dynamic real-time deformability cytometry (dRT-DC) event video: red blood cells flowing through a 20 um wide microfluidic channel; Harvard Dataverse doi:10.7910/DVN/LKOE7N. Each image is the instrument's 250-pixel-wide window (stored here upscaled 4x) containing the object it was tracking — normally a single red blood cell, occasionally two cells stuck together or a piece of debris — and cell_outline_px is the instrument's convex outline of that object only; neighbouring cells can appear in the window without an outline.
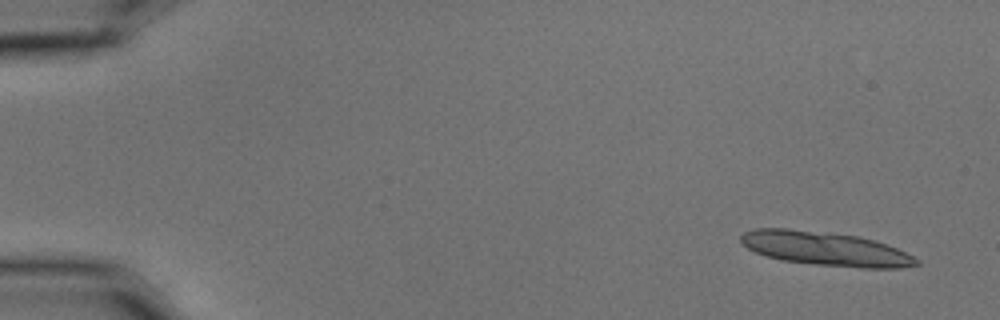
{"species": "common noctule bat (a hibernating species)", "species_latin": "Nyctalus noctula", "temperature_condition": "cold", "stored_images_in_passage": 5, "camera_frame_rate_fps": 3000, "um_per_image_px": 0.085, "animal": {"sex": "male", "body_mass_g": 15.6}, "frame": {"image": 1, "passage_image": 1, "time_ms": 0.0, "image_size_px": [1000, 320], "cell_outline_px": [[920, 264], [900, 268], [860, 268], [816, 264], [780, 260], [756, 252], [748, 248], [740, 240], [740, 236], [744, 232], [752, 228], [788, 228], [856, 236], [872, 240], [896, 248], [920, 260]], "centroid_in_image_um": [70.13, 21.14], "position_along_channel_um": 14.9, "area_um2": 34.33}}